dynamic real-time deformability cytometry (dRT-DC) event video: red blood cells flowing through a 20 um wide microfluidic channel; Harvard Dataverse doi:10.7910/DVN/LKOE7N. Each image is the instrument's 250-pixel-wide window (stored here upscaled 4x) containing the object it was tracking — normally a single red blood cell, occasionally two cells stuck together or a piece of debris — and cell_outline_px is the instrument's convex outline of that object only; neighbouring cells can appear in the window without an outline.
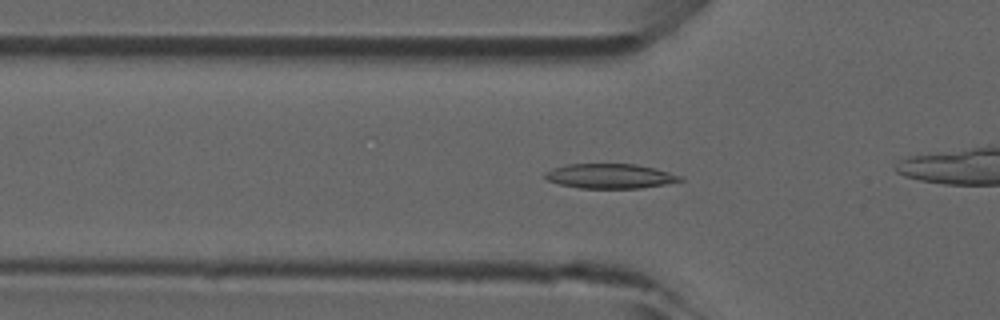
{"species": "common noctule bat (a hibernating species)", "species_latin": "Nyctalus noctula", "temperature_condition": "room temperature", "stored_images_in_passage": 28, "camera_frame_rate_fps": 3000, "um_per_image_px": 0.085, "animal": {"sex": "male", "forearm_length_mm": 52.5}, "frame": {"image": 1, "passage_image": 5, "time_ms": 1.333, "image_size_px": [1000, 320], "cell_outline_px": [[684, 180], [664, 184], [640, 188], [580, 188], [560, 184], [548, 180], [544, 176], [544, 172], [552, 168], [568, 164], [636, 164], [656, 168], [684, 176]], "centroid_in_image_um": [51.88, 14.96], "position_along_channel_um": 73.9, "area_um2": 19.48}}
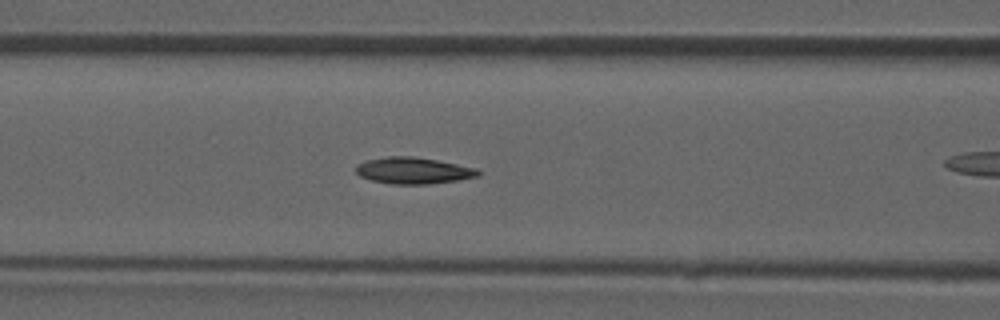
{"frame": {"image": 2, "passage_image": 9, "time_ms": 2.667, "image_size_px": [1000, 320], "cell_outline_px": [[480, 176], [460, 180], [428, 184], [392, 184], [372, 180], [360, 176], [356, 172], [356, 164], [364, 160], [388, 156], [412, 156], [436, 160], [476, 168], [480, 172]], "centroid_in_image_um": [35.12, 14.5], "position_along_channel_um": 131.5, "area_um2": 18.9}}